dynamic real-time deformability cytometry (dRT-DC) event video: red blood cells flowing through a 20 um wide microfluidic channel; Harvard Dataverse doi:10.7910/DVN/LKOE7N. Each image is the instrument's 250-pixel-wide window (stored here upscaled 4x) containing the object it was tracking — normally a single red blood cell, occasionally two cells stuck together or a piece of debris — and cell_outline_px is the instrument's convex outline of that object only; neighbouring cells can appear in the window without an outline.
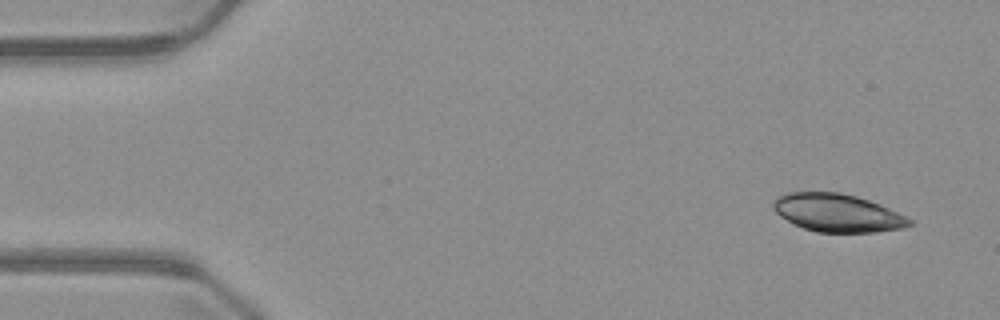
{"species": "common noctule bat (a hibernating species)", "species_latin": "Nyctalus noctula", "temperature_condition": "warm", "stored_images_in_passage": 4, "camera_frame_rate_fps": 3000, "um_per_image_px": 0.085, "animal": {"sex": "male", "body_mass_g": 23.1, "forearm_length_mm": 52.7}, "frame": {"image": 1, "passage_image": 1, "time_ms": 0.0, "image_size_px": [1000, 320], "cell_outline_px": [[912, 224], [904, 228], [876, 232], [816, 232], [792, 224], [780, 216], [772, 208], [772, 204], [776, 196], [784, 192], [840, 192], [856, 196], [880, 204], [908, 216], [912, 220]], "centroid_in_image_um": [71.17, 18.09], "position_along_channel_um": 13.8, "area_um2": 30.46}}